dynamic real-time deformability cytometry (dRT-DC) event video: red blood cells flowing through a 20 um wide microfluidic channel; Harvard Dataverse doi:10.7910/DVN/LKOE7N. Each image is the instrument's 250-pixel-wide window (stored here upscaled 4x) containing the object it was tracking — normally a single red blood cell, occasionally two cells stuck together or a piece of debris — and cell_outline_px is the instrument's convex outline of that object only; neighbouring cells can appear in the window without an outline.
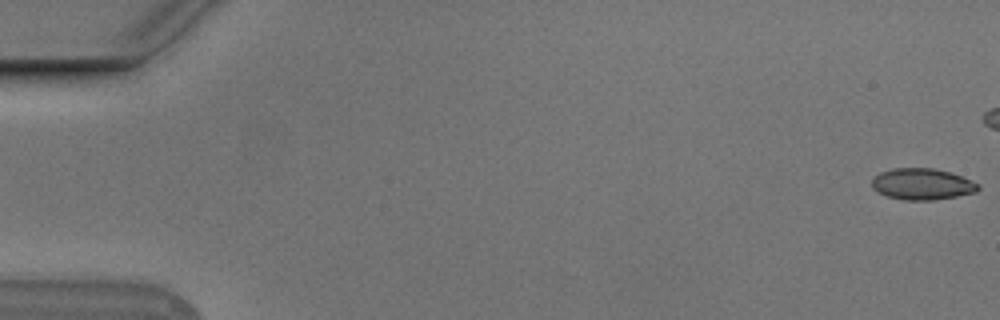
{"species": "Egyptian fruit bat (a non-hibernating species)", "species_latin": "Rousettus aegyptiacus", "temperature_condition": "cold", "stored_images_in_passage": 45, "camera_frame_rate_fps": 3000, "um_per_image_px": 0.085, "animal": {"sex": "male"}, "frame": {"image": 1, "passage_image": 1, "time_ms": 0.0, "image_size_px": [1000, 320], "cell_outline_px": [[980, 188], [976, 192], [956, 196], [932, 200], [904, 200], [888, 196], [872, 188], [872, 176], [880, 172], [892, 168], [932, 168], [952, 172], [972, 180], [980, 184]], "centroid_in_image_um": [78.4, 15.63], "position_along_channel_um": 6.6, "area_um2": 19.54}}
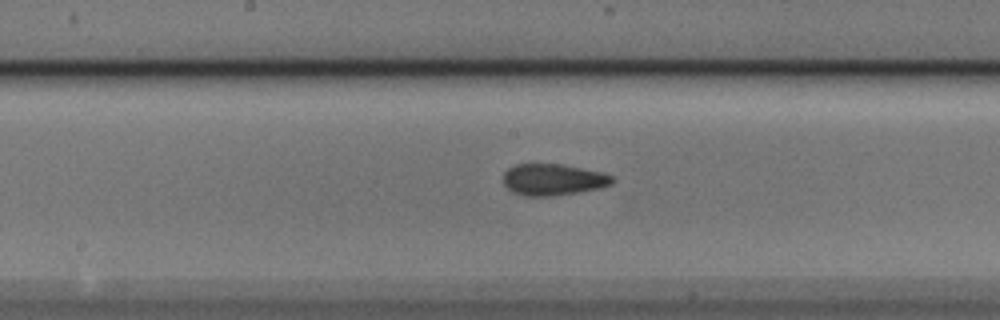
{"frame": {"image": 2, "passage_image": 29, "time_ms": 9.333, "image_size_px": [1000, 320], "cell_outline_px": [[616, 180], [612, 184], [600, 188], [552, 196], [524, 196], [512, 192], [504, 184], [504, 172], [508, 168], [516, 164], [560, 164], [604, 172], [612, 176]], "centroid_in_image_um": [47.03, 15.26], "position_along_channel_um": 201.2, "area_um2": 20.06}}
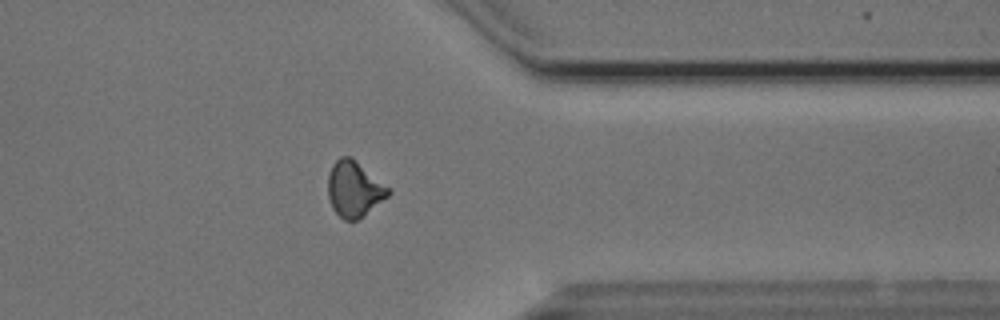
{"frame": {"image": 3, "passage_image": 44, "time_ms": 14.333, "image_size_px": [1000, 320], "cell_outline_px": [[392, 192], [388, 196], [356, 220], [344, 220], [332, 208], [328, 196], [328, 176], [332, 164], [340, 156], [352, 156], [388, 188]], "centroid_in_image_um": [30.07, 16.04], "position_along_channel_um": 381.3, "area_um2": 19.25}}